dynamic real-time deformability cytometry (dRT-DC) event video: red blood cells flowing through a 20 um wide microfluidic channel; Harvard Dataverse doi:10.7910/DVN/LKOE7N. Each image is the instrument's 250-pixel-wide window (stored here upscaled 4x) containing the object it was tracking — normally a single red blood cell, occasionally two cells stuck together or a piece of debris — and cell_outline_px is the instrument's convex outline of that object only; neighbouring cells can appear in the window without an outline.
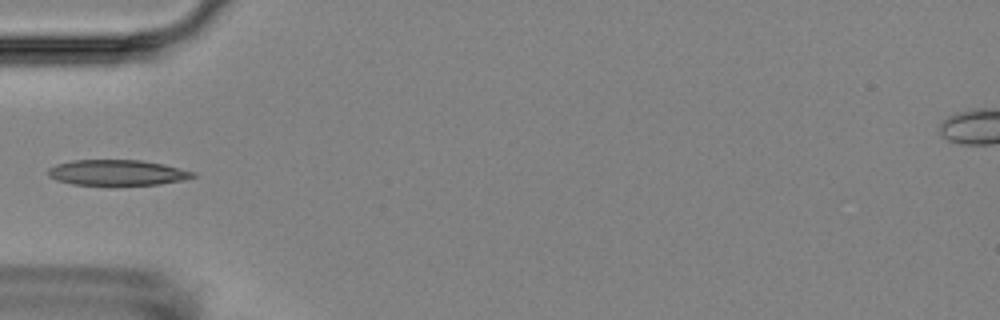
{"species": "Egyptian fruit bat (a non-hibernating species)", "species_latin": "Rousettus aegyptiacus", "temperature_condition": "room temperature", "stored_images_in_passage": 6, "camera_frame_rate_fps": 3000, "um_per_image_px": 0.085, "animal": {"sex": "female"}, "frame": {"image": 1, "passage_image": 6, "time_ms": 5.667, "image_size_px": [1000, 320], "cell_outline_px": [[196, 176], [184, 180], [160, 184], [116, 188], [108, 188], [72, 184], [56, 180], [48, 176], [48, 168], [56, 164], [72, 160], [140, 160], [164, 164], [196, 172]], "centroid_in_image_um": [9.95, 14.73], "position_along_channel_um": 75.0, "area_um2": 22.83}}